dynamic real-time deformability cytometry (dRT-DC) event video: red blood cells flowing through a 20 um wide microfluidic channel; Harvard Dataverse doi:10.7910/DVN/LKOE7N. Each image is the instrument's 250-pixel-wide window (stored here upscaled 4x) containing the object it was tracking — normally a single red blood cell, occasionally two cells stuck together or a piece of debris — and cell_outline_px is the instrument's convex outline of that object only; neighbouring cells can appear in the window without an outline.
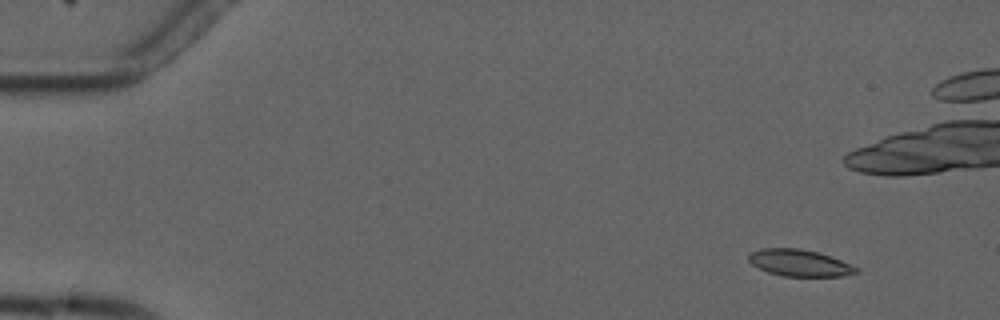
{"species": "common noctule bat (a hibernating species)", "species_latin": "Nyctalus noctula", "temperature_condition": "cold", "stored_images_in_passage": 5, "camera_frame_rate_fps": 3000, "um_per_image_px": 0.085, "animal": {"sex": "male", "forearm_length_mm": 52.5}, "frame": {"image": 1, "passage_image": 2, "time_ms": 1.0, "image_size_px": [1000, 320], "cell_outline_px": [[860, 272], [844, 276], [784, 276], [768, 272], [752, 264], [748, 260], [748, 256], [752, 252], [760, 248], [800, 248], [816, 252], [840, 260], [856, 268]], "centroid_in_image_um": [67.93, 22.35], "position_along_channel_um": 17.1, "area_um2": 16.47}}